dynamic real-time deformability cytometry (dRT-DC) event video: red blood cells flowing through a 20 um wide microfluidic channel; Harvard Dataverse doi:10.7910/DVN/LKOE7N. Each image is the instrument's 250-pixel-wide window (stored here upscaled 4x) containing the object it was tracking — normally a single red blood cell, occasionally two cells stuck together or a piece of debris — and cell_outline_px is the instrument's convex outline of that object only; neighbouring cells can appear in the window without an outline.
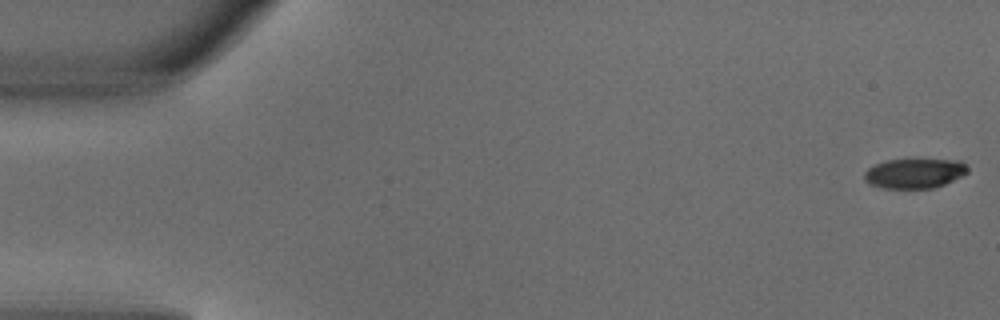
{"species": "common noctule bat (a hibernating species)", "species_latin": "Nyctalus noctula", "temperature_condition": "warm", "stored_images_in_passage": 5, "camera_frame_rate_fps": 3000, "um_per_image_px": 0.085, "animal": {"sex": "male", "body_mass_g": 18.8}, "frame": {"image": 1, "passage_image": 1, "time_ms": 0.0, "image_size_px": [1000, 320], "cell_outline_px": [[968, 172], [944, 184], [932, 188], [880, 188], [868, 184], [864, 180], [864, 172], [868, 168], [876, 164], [888, 160], [960, 160], [968, 168]], "centroid_in_image_um": [77.68, 14.74], "position_along_channel_um": 7.3, "area_um2": 17.74}}
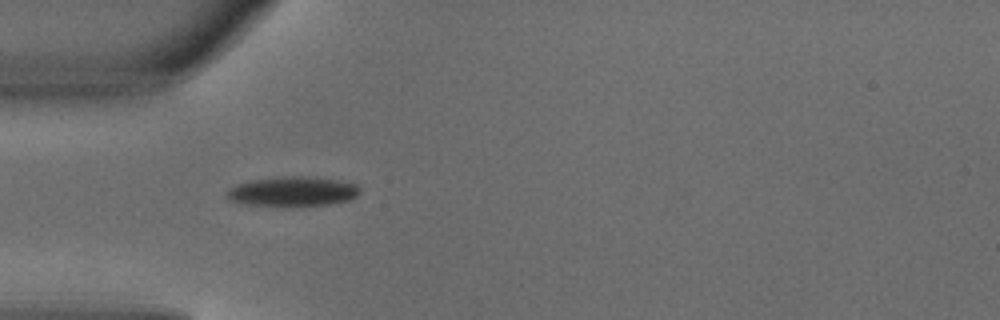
{"frame": {"image": 2, "passage_image": 5, "time_ms": 1.333, "image_size_px": [1000, 320], "cell_outline_px": [[360, 192], [356, 196], [348, 200], [328, 204], [248, 204], [232, 200], [228, 196], [228, 192], [236, 184], [252, 180], [284, 176], [308, 176], [336, 180], [356, 184], [360, 188]], "centroid_in_image_um": [24.94, 16.23], "position_along_channel_um": 60.1, "area_um2": 21.96}}